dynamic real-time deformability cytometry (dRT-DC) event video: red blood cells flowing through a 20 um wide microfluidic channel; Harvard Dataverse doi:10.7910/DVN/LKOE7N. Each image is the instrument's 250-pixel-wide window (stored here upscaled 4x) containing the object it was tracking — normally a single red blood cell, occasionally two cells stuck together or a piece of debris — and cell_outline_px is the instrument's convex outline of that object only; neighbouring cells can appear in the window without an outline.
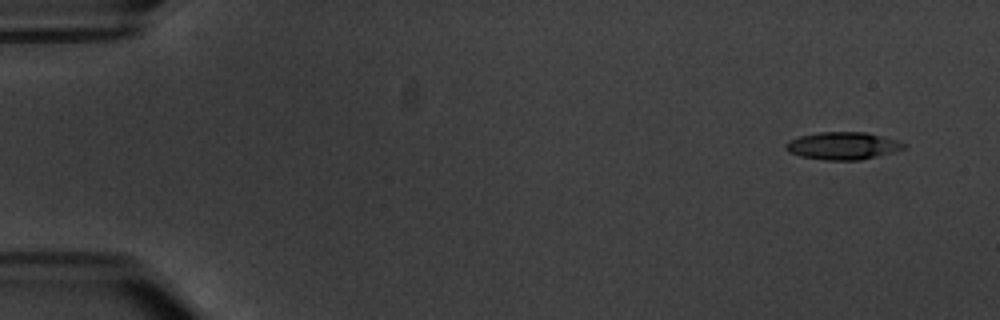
{"species": "common noctule bat (a hibernating species)", "species_latin": "Nyctalus noctula", "temperature_condition": "warm", "stored_images_in_passage": 7, "camera_frame_rate_fps": 3000, "um_per_image_px": 0.085, "animal": {"sex": "male", "body_mass_g": 20.1, "forearm_length_mm": 53.5}, "frame": {"image": 1, "passage_image": 2, "time_ms": 1.0, "image_size_px": [1000, 320], "cell_outline_px": [[908, 144], [904, 148], [892, 152], [860, 160], [824, 160], [800, 156], [788, 152], [784, 148], [784, 144], [788, 140], [800, 136], [820, 132], [864, 132], [896, 140]], "centroid_in_image_um": [71.58, 12.39], "position_along_channel_um": 13.4, "area_um2": 18.84}}